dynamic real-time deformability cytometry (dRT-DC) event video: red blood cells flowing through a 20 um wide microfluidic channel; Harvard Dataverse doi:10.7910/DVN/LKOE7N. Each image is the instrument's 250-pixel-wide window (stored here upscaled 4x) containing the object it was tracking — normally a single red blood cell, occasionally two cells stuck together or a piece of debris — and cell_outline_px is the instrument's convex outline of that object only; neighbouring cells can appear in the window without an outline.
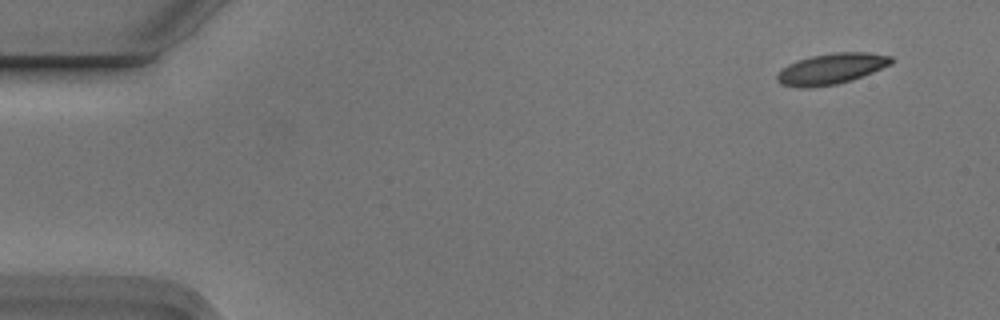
{"species": "Egyptian fruit bat (a non-hibernating species)", "species_latin": "Rousettus aegyptiacus", "temperature_condition": "cold", "stored_images_in_passage": 3, "segment_of_instrument_passage": [2, 2], "camera_frame_rate_fps": 3000, "um_per_image_px": 0.085, "animal": {"sex": "male"}, "frame": {"image": 1, "passage_image": 3, "time_ms": 0.667, "image_size_px": [1000, 320], "cell_outline_px": [[892, 64], [852, 80], [836, 84], [808, 88], [800, 88], [780, 84], [776, 80], [776, 76], [788, 64], [812, 56], [832, 52], [868, 52], [892, 56]], "centroid_in_image_um": [70.67, 5.85], "position_along_channel_um": 14.3, "area_um2": 20.4}}